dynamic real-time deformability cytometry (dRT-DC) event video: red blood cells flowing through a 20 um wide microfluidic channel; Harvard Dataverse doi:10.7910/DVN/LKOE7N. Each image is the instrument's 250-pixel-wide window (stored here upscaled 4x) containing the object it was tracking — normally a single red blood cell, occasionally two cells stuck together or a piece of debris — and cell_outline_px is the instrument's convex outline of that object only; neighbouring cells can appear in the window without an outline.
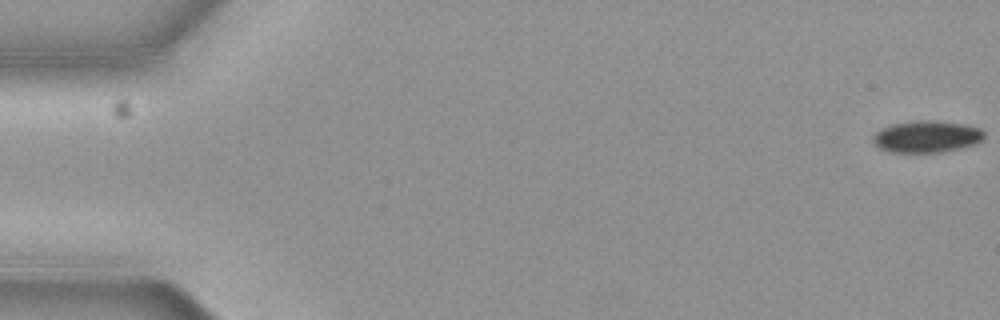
{"species": "common noctule bat (a hibernating species)", "species_latin": "Nyctalus noctula", "temperature_condition": "cold", "stored_images_in_passage": 6, "camera_frame_rate_fps": 3000, "um_per_image_px": 0.085, "animal": {"sex": "female", "body_mass_g": 19.3, "forearm_length_mm": 54.1}, "frame": {"image": 1, "passage_image": 1, "time_ms": 0.0, "image_size_px": [1000, 320], "cell_outline_px": [[984, 140], [976, 144], [960, 148], [940, 152], [892, 152], [880, 148], [872, 140], [872, 136], [880, 128], [892, 124], [916, 120], [928, 120], [964, 124], [980, 128], [984, 132]], "centroid_in_image_um": [78.78, 11.6], "position_along_channel_um": 6.2, "area_um2": 20.63}}
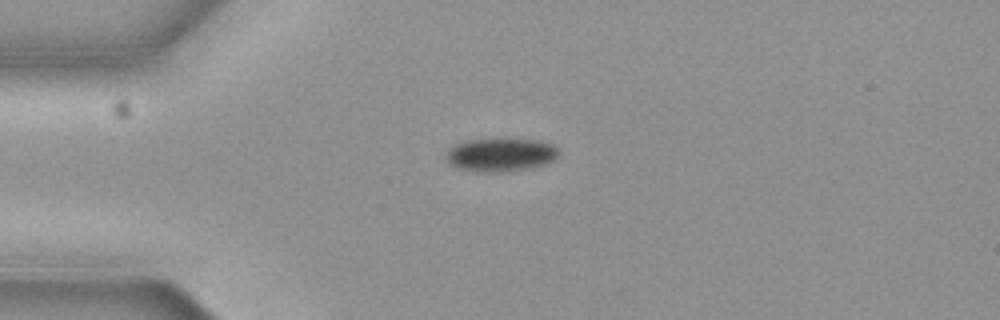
{"frame": {"image": 2, "passage_image": 5, "time_ms": 1.333, "image_size_px": [1000, 320], "cell_outline_px": [[556, 156], [552, 160], [544, 164], [524, 168], [496, 172], [488, 172], [456, 168], [444, 156], [448, 148], [452, 144], [464, 140], [540, 140], [552, 144], [556, 148]], "centroid_in_image_um": [42.46, 13.14], "position_along_channel_um": 42.5, "area_um2": 21.27}}